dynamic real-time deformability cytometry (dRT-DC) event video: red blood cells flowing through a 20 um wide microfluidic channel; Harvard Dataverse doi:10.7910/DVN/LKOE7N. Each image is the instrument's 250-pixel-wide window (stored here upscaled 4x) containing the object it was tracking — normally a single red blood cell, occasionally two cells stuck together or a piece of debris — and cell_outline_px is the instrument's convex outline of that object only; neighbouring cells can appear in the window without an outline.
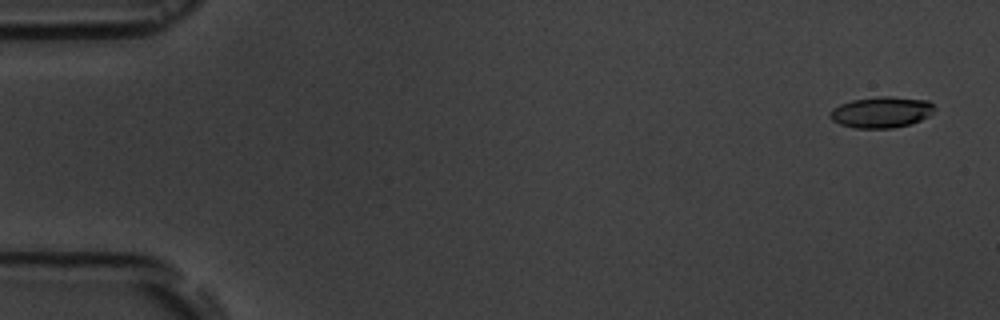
{"species": "common noctule bat (a hibernating species)", "species_latin": "Nyctalus noctula", "temperature_condition": "room temperature", "stored_images_in_passage": 6, "camera_frame_rate_fps": 3000, "um_per_image_px": 0.085, "animal": {"sex": "male", "body_mass_g": 19.5, "forearm_length_mm": 54.6}, "frame": {"image": 1, "passage_image": 1, "time_ms": 0.0, "image_size_px": [1000, 320], "cell_outline_px": [[936, 108], [928, 116], [912, 124], [892, 128], [856, 128], [840, 124], [832, 120], [828, 116], [828, 112], [832, 108], [840, 104], [852, 100], [880, 96], [888, 96], [928, 100]], "centroid_in_image_um": [74.89, 9.53], "position_along_channel_um": 10.1, "area_um2": 19.02}}
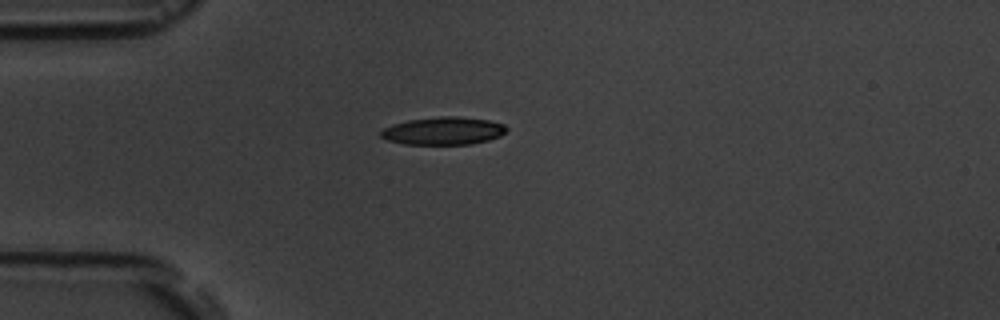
{"frame": {"image": 2, "passage_image": 5, "time_ms": 4.333, "image_size_px": [1000, 320], "cell_outline_px": [[508, 132], [500, 136], [488, 140], [472, 144], [404, 144], [388, 140], [380, 136], [380, 132], [384, 128], [392, 124], [408, 120], [440, 116], [456, 116], [488, 120], [504, 124], [508, 128]], "centroid_in_image_um": [37.71, 11.12], "position_along_channel_um": 47.3, "area_um2": 20.4}}